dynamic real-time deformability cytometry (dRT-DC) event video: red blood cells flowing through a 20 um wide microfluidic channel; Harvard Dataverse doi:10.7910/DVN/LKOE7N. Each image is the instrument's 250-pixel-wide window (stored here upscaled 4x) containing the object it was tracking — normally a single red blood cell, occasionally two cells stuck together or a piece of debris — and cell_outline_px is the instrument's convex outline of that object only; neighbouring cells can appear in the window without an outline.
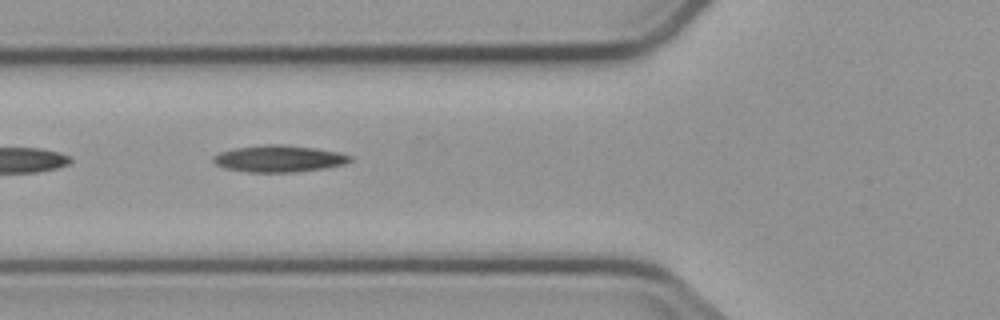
{"species": "common noctule bat (a hibernating species)", "species_latin": "Nyctalus noctula", "temperature_condition": "cold", "stored_images_in_passage": 3, "camera_frame_rate_fps": 3000, "um_per_image_px": 0.085, "animal": {"sex": "male", "body_mass_g": 23.1, "forearm_length_mm": 52.7}, "frame": {"image": 1, "passage_image": 3, "time_ms": 2.667, "image_size_px": [1000, 320], "cell_outline_px": [[352, 160], [344, 164], [324, 168], [296, 172], [248, 172], [224, 168], [216, 164], [212, 160], [212, 156], [220, 152], [236, 148], [264, 144], [280, 144], [316, 148], [340, 152], [352, 156]], "centroid_in_image_um": [23.71, 13.48], "position_along_channel_um": 102.1, "area_um2": 21.39}}